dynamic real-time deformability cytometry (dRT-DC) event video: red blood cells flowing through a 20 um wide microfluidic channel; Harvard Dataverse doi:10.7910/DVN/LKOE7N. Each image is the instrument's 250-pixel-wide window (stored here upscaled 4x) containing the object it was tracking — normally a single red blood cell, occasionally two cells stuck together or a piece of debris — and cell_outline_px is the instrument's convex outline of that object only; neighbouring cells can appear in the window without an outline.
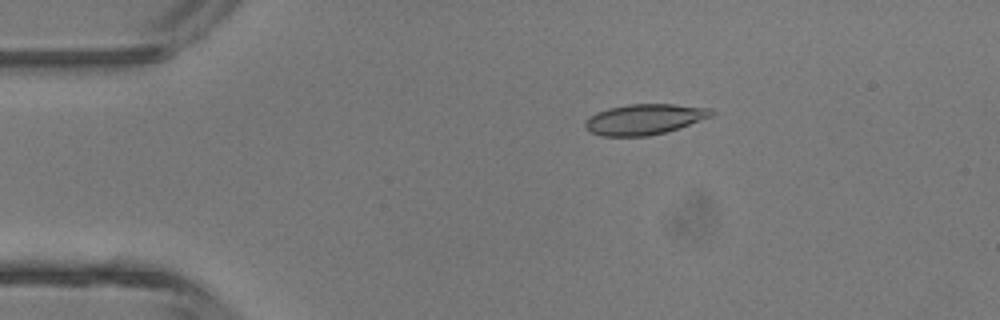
{"species": "common noctule bat (a hibernating species)", "species_latin": "Nyctalus noctula", "temperature_condition": "room temperature", "stored_images_in_passage": 4, "camera_frame_rate_fps": 3000, "um_per_image_px": 0.085, "animal": {"sex": "male", "body_mass_g": 13.3}, "frame": {"image": 1, "passage_image": 2, "time_ms": 1.333, "image_size_px": [1000, 320], "cell_outline_px": [[716, 112], [712, 116], [664, 132], [648, 136], [600, 136], [588, 132], [584, 124], [584, 120], [596, 112], [608, 108], [628, 104], [676, 104], [712, 108]], "centroid_in_image_um": [54.73, 10.13], "position_along_channel_um": 30.3, "area_um2": 22.54}}